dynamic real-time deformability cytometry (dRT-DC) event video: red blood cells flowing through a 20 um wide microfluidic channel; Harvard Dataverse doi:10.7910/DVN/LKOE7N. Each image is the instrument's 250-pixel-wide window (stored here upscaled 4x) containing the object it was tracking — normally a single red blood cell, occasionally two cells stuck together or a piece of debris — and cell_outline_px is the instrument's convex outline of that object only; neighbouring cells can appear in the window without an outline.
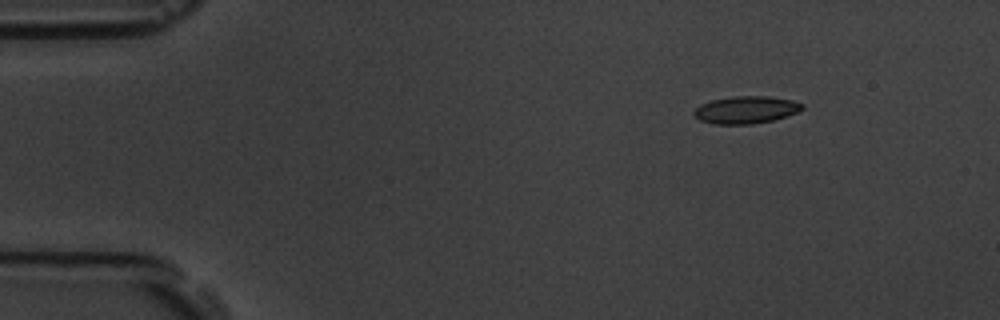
{"species": "common noctule bat (a hibernating species)", "species_latin": "Nyctalus noctula", "temperature_condition": "room temperature", "stored_images_in_passage": 6, "segment_of_instrument_passage": [2, 2], "camera_frame_rate_fps": 3000, "um_per_image_px": 0.085, "animal": {"sex": "male", "body_mass_g": 19.5, "forearm_length_mm": 54.6}, "frame": {"image": 1, "passage_image": 6, "time_ms": 6.667, "image_size_px": [1000, 320], "cell_outline_px": [[804, 108], [788, 116], [772, 120], [752, 124], [712, 124], [700, 120], [692, 112], [700, 104], [712, 100], [732, 96], [768, 96], [792, 100], [804, 104]], "centroid_in_image_um": [63.41, 9.33], "position_along_channel_um": 21.6, "area_um2": 17.28}}